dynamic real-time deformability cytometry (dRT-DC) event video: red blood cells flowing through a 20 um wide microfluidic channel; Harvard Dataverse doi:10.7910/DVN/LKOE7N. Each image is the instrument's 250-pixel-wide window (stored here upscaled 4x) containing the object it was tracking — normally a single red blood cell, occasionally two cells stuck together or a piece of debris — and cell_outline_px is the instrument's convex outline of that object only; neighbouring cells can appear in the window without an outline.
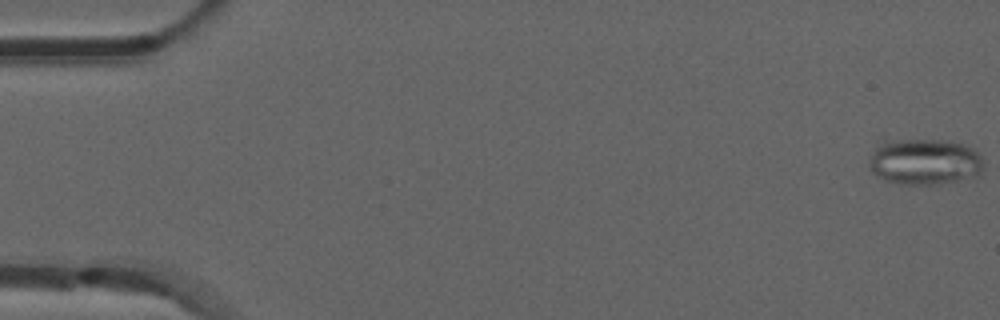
{"species": "common noctule bat (a hibernating species)", "species_latin": "Nyctalus noctula", "temperature_condition": "room temperature", "stored_images_in_passage": 53, "camera_frame_rate_fps": 3000, "um_per_image_px": 0.085, "animal": {"sex": "male", "forearm_length_mm": 52.5}, "frame": {"image": 1, "passage_image": 1, "time_ms": 0.0, "image_size_px": [1000, 320], "cell_outline_px": [[984, 168], [980, 176], [932, 184], [904, 184], [884, 180], [876, 176], [872, 172], [872, 156], [884, 132], [940, 140], [964, 144], [972, 148], [984, 160]], "centroid_in_image_um": [78.53, 13.63], "position_along_channel_um": 6.5, "area_um2": 32.31}}
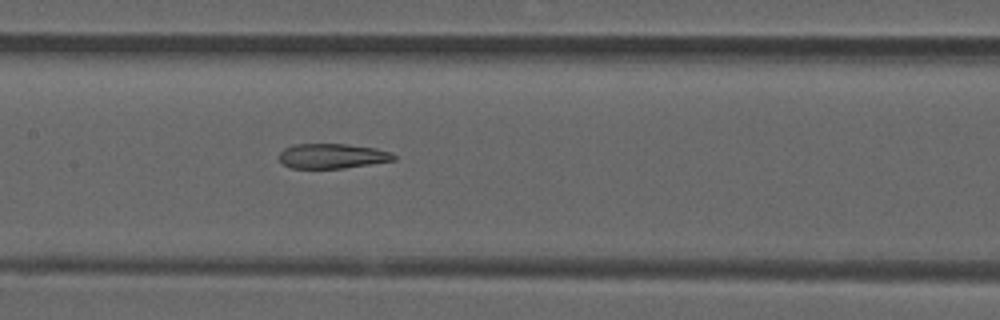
{"frame": {"image": 2, "passage_image": 26, "time_ms": 8.333, "image_size_px": [1000, 320], "cell_outline_px": [[396, 160], [344, 168], [292, 168], [284, 164], [280, 160], [280, 152], [284, 148], [292, 144], [348, 144], [376, 148], [392, 152], [396, 156]], "centroid_in_image_um": [28.27, 13.25], "position_along_channel_um": 179.1, "area_um2": 16.65}}
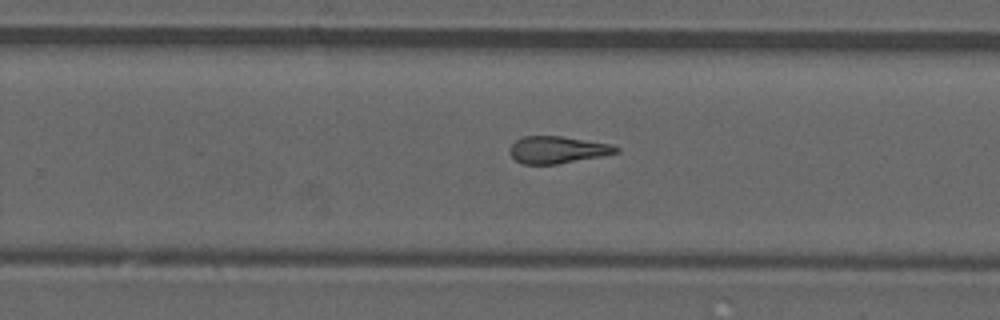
{"frame": {"image": 3, "passage_image": 34, "time_ms": 11.0, "image_size_px": [1000, 320], "cell_outline_px": [[620, 152], [604, 156], [556, 164], [524, 164], [516, 160], [508, 152], [508, 148], [516, 140], [524, 136], [560, 136], [612, 144], [620, 148]], "centroid_in_image_um": [47.4, 12.73], "position_along_channel_um": 282.4, "area_um2": 16.88}, "authors_computed_cell_mechanics": {"area_um2": 18.0336, "velocity_mm_per_s": 3.8878, "shape_relaxation_time_tau1_ms": null, "shape_relaxation_time_tau2_ms": 4.0842, "deformation_change_tau1": null, "deformation_change_tau2": 0.1514}}